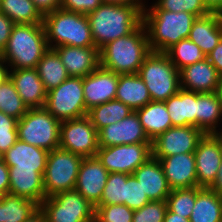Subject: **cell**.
I'll use <instances>...</instances> for the list:
<instances>
[{
  "label": "cell",
  "instance_id": "55",
  "mask_svg": "<svg viewBox=\"0 0 222 222\" xmlns=\"http://www.w3.org/2000/svg\"><path fill=\"white\" fill-rule=\"evenodd\" d=\"M24 222H47L44 212L39 208L35 213H33Z\"/></svg>",
  "mask_w": 222,
  "mask_h": 222
},
{
  "label": "cell",
  "instance_id": "49",
  "mask_svg": "<svg viewBox=\"0 0 222 222\" xmlns=\"http://www.w3.org/2000/svg\"><path fill=\"white\" fill-rule=\"evenodd\" d=\"M17 122L18 119L0 111V132L18 131Z\"/></svg>",
  "mask_w": 222,
  "mask_h": 222
},
{
  "label": "cell",
  "instance_id": "10",
  "mask_svg": "<svg viewBox=\"0 0 222 222\" xmlns=\"http://www.w3.org/2000/svg\"><path fill=\"white\" fill-rule=\"evenodd\" d=\"M45 108L59 121L87 116L83 78L69 76L58 87L48 91Z\"/></svg>",
  "mask_w": 222,
  "mask_h": 222
},
{
  "label": "cell",
  "instance_id": "16",
  "mask_svg": "<svg viewBox=\"0 0 222 222\" xmlns=\"http://www.w3.org/2000/svg\"><path fill=\"white\" fill-rule=\"evenodd\" d=\"M118 79L119 74L102 66L83 77L86 110L115 99Z\"/></svg>",
  "mask_w": 222,
  "mask_h": 222
},
{
  "label": "cell",
  "instance_id": "34",
  "mask_svg": "<svg viewBox=\"0 0 222 222\" xmlns=\"http://www.w3.org/2000/svg\"><path fill=\"white\" fill-rule=\"evenodd\" d=\"M0 12L14 24H38L43 23L44 18L32 0H1Z\"/></svg>",
  "mask_w": 222,
  "mask_h": 222
},
{
  "label": "cell",
  "instance_id": "33",
  "mask_svg": "<svg viewBox=\"0 0 222 222\" xmlns=\"http://www.w3.org/2000/svg\"><path fill=\"white\" fill-rule=\"evenodd\" d=\"M133 110L117 99L100 104L88 110L87 117L97 131L119 122L131 114Z\"/></svg>",
  "mask_w": 222,
  "mask_h": 222
},
{
  "label": "cell",
  "instance_id": "39",
  "mask_svg": "<svg viewBox=\"0 0 222 222\" xmlns=\"http://www.w3.org/2000/svg\"><path fill=\"white\" fill-rule=\"evenodd\" d=\"M127 181L126 173H109L107 183L104 187L102 197L98 205H125V183Z\"/></svg>",
  "mask_w": 222,
  "mask_h": 222
},
{
  "label": "cell",
  "instance_id": "8",
  "mask_svg": "<svg viewBox=\"0 0 222 222\" xmlns=\"http://www.w3.org/2000/svg\"><path fill=\"white\" fill-rule=\"evenodd\" d=\"M82 156L61 148L49 151L43 176L45 198L74 190Z\"/></svg>",
  "mask_w": 222,
  "mask_h": 222
},
{
  "label": "cell",
  "instance_id": "5",
  "mask_svg": "<svg viewBox=\"0 0 222 222\" xmlns=\"http://www.w3.org/2000/svg\"><path fill=\"white\" fill-rule=\"evenodd\" d=\"M43 25L49 48L95 47L87 15L59 8L44 14Z\"/></svg>",
  "mask_w": 222,
  "mask_h": 222
},
{
  "label": "cell",
  "instance_id": "31",
  "mask_svg": "<svg viewBox=\"0 0 222 222\" xmlns=\"http://www.w3.org/2000/svg\"><path fill=\"white\" fill-rule=\"evenodd\" d=\"M36 70L47 92L58 87L69 77L59 55L52 48L44 53Z\"/></svg>",
  "mask_w": 222,
  "mask_h": 222
},
{
  "label": "cell",
  "instance_id": "38",
  "mask_svg": "<svg viewBox=\"0 0 222 222\" xmlns=\"http://www.w3.org/2000/svg\"><path fill=\"white\" fill-rule=\"evenodd\" d=\"M154 1V2H153ZM145 9H161L169 12H187L202 17L210 13L202 0H153ZM150 6V7H149Z\"/></svg>",
  "mask_w": 222,
  "mask_h": 222
},
{
  "label": "cell",
  "instance_id": "13",
  "mask_svg": "<svg viewBox=\"0 0 222 222\" xmlns=\"http://www.w3.org/2000/svg\"><path fill=\"white\" fill-rule=\"evenodd\" d=\"M205 133L195 126H173L152 141L156 159L194 152Z\"/></svg>",
  "mask_w": 222,
  "mask_h": 222
},
{
  "label": "cell",
  "instance_id": "25",
  "mask_svg": "<svg viewBox=\"0 0 222 222\" xmlns=\"http://www.w3.org/2000/svg\"><path fill=\"white\" fill-rule=\"evenodd\" d=\"M9 194L25 197L39 205L45 199L43 175L36 170H9Z\"/></svg>",
  "mask_w": 222,
  "mask_h": 222
},
{
  "label": "cell",
  "instance_id": "22",
  "mask_svg": "<svg viewBox=\"0 0 222 222\" xmlns=\"http://www.w3.org/2000/svg\"><path fill=\"white\" fill-rule=\"evenodd\" d=\"M49 151L17 140L4 154L9 170H36L44 176Z\"/></svg>",
  "mask_w": 222,
  "mask_h": 222
},
{
  "label": "cell",
  "instance_id": "41",
  "mask_svg": "<svg viewBox=\"0 0 222 222\" xmlns=\"http://www.w3.org/2000/svg\"><path fill=\"white\" fill-rule=\"evenodd\" d=\"M168 210L167 201H150L134 210L132 222H163Z\"/></svg>",
  "mask_w": 222,
  "mask_h": 222
},
{
  "label": "cell",
  "instance_id": "29",
  "mask_svg": "<svg viewBox=\"0 0 222 222\" xmlns=\"http://www.w3.org/2000/svg\"><path fill=\"white\" fill-rule=\"evenodd\" d=\"M144 132L152 142L172 126L165 102L151 101L144 107L136 110Z\"/></svg>",
  "mask_w": 222,
  "mask_h": 222
},
{
  "label": "cell",
  "instance_id": "4",
  "mask_svg": "<svg viewBox=\"0 0 222 222\" xmlns=\"http://www.w3.org/2000/svg\"><path fill=\"white\" fill-rule=\"evenodd\" d=\"M48 49L43 23L15 24L0 56L10 69L36 68Z\"/></svg>",
  "mask_w": 222,
  "mask_h": 222
},
{
  "label": "cell",
  "instance_id": "1",
  "mask_svg": "<svg viewBox=\"0 0 222 222\" xmlns=\"http://www.w3.org/2000/svg\"><path fill=\"white\" fill-rule=\"evenodd\" d=\"M95 47L132 33L143 23V12L132 6L102 3L87 15Z\"/></svg>",
  "mask_w": 222,
  "mask_h": 222
},
{
  "label": "cell",
  "instance_id": "21",
  "mask_svg": "<svg viewBox=\"0 0 222 222\" xmlns=\"http://www.w3.org/2000/svg\"><path fill=\"white\" fill-rule=\"evenodd\" d=\"M132 175L138 180L143 192L150 201L167 200L172 191L165 177L161 162L153 156L139 166Z\"/></svg>",
  "mask_w": 222,
  "mask_h": 222
},
{
  "label": "cell",
  "instance_id": "23",
  "mask_svg": "<svg viewBox=\"0 0 222 222\" xmlns=\"http://www.w3.org/2000/svg\"><path fill=\"white\" fill-rule=\"evenodd\" d=\"M10 79L28 109L45 107L47 91L36 68L10 69Z\"/></svg>",
  "mask_w": 222,
  "mask_h": 222
},
{
  "label": "cell",
  "instance_id": "2",
  "mask_svg": "<svg viewBox=\"0 0 222 222\" xmlns=\"http://www.w3.org/2000/svg\"><path fill=\"white\" fill-rule=\"evenodd\" d=\"M151 53L143 23L127 36L109 42L99 50L100 66L116 74H138Z\"/></svg>",
  "mask_w": 222,
  "mask_h": 222
},
{
  "label": "cell",
  "instance_id": "27",
  "mask_svg": "<svg viewBox=\"0 0 222 222\" xmlns=\"http://www.w3.org/2000/svg\"><path fill=\"white\" fill-rule=\"evenodd\" d=\"M115 99L136 111L148 103L151 97L148 88L138 74H120Z\"/></svg>",
  "mask_w": 222,
  "mask_h": 222
},
{
  "label": "cell",
  "instance_id": "19",
  "mask_svg": "<svg viewBox=\"0 0 222 222\" xmlns=\"http://www.w3.org/2000/svg\"><path fill=\"white\" fill-rule=\"evenodd\" d=\"M159 161L172 190L197 186L194 152L163 157Z\"/></svg>",
  "mask_w": 222,
  "mask_h": 222
},
{
  "label": "cell",
  "instance_id": "11",
  "mask_svg": "<svg viewBox=\"0 0 222 222\" xmlns=\"http://www.w3.org/2000/svg\"><path fill=\"white\" fill-rule=\"evenodd\" d=\"M96 157L109 173L132 175L139 166L152 157V143L99 147Z\"/></svg>",
  "mask_w": 222,
  "mask_h": 222
},
{
  "label": "cell",
  "instance_id": "7",
  "mask_svg": "<svg viewBox=\"0 0 222 222\" xmlns=\"http://www.w3.org/2000/svg\"><path fill=\"white\" fill-rule=\"evenodd\" d=\"M60 125L45 107L30 108L17 122L18 139L52 151L59 148Z\"/></svg>",
  "mask_w": 222,
  "mask_h": 222
},
{
  "label": "cell",
  "instance_id": "57",
  "mask_svg": "<svg viewBox=\"0 0 222 222\" xmlns=\"http://www.w3.org/2000/svg\"><path fill=\"white\" fill-rule=\"evenodd\" d=\"M215 135L222 141V126H220L219 130L215 133Z\"/></svg>",
  "mask_w": 222,
  "mask_h": 222
},
{
  "label": "cell",
  "instance_id": "14",
  "mask_svg": "<svg viewBox=\"0 0 222 222\" xmlns=\"http://www.w3.org/2000/svg\"><path fill=\"white\" fill-rule=\"evenodd\" d=\"M194 154L197 187L209 188L214 183L222 162V141L215 134H205Z\"/></svg>",
  "mask_w": 222,
  "mask_h": 222
},
{
  "label": "cell",
  "instance_id": "54",
  "mask_svg": "<svg viewBox=\"0 0 222 222\" xmlns=\"http://www.w3.org/2000/svg\"><path fill=\"white\" fill-rule=\"evenodd\" d=\"M163 222H190V219L167 210Z\"/></svg>",
  "mask_w": 222,
  "mask_h": 222
},
{
  "label": "cell",
  "instance_id": "9",
  "mask_svg": "<svg viewBox=\"0 0 222 222\" xmlns=\"http://www.w3.org/2000/svg\"><path fill=\"white\" fill-rule=\"evenodd\" d=\"M40 209L47 222H94L95 219V206L75 189L45 198Z\"/></svg>",
  "mask_w": 222,
  "mask_h": 222
},
{
  "label": "cell",
  "instance_id": "35",
  "mask_svg": "<svg viewBox=\"0 0 222 222\" xmlns=\"http://www.w3.org/2000/svg\"><path fill=\"white\" fill-rule=\"evenodd\" d=\"M166 54L178 70L206 58V55L202 52L200 47L189 38L180 40L171 47Z\"/></svg>",
  "mask_w": 222,
  "mask_h": 222
},
{
  "label": "cell",
  "instance_id": "52",
  "mask_svg": "<svg viewBox=\"0 0 222 222\" xmlns=\"http://www.w3.org/2000/svg\"><path fill=\"white\" fill-rule=\"evenodd\" d=\"M10 78V66L0 56V85Z\"/></svg>",
  "mask_w": 222,
  "mask_h": 222
},
{
  "label": "cell",
  "instance_id": "42",
  "mask_svg": "<svg viewBox=\"0 0 222 222\" xmlns=\"http://www.w3.org/2000/svg\"><path fill=\"white\" fill-rule=\"evenodd\" d=\"M150 200L143 192L140 183L133 176L127 174V181L125 183V205L132 210L142 208Z\"/></svg>",
  "mask_w": 222,
  "mask_h": 222
},
{
  "label": "cell",
  "instance_id": "43",
  "mask_svg": "<svg viewBox=\"0 0 222 222\" xmlns=\"http://www.w3.org/2000/svg\"><path fill=\"white\" fill-rule=\"evenodd\" d=\"M102 4L101 0H61L60 8L88 15Z\"/></svg>",
  "mask_w": 222,
  "mask_h": 222
},
{
  "label": "cell",
  "instance_id": "6",
  "mask_svg": "<svg viewBox=\"0 0 222 222\" xmlns=\"http://www.w3.org/2000/svg\"><path fill=\"white\" fill-rule=\"evenodd\" d=\"M138 75L146 84L152 101L165 102L181 89L179 70L166 53L151 51Z\"/></svg>",
  "mask_w": 222,
  "mask_h": 222
},
{
  "label": "cell",
  "instance_id": "24",
  "mask_svg": "<svg viewBox=\"0 0 222 222\" xmlns=\"http://www.w3.org/2000/svg\"><path fill=\"white\" fill-rule=\"evenodd\" d=\"M188 38L207 56L222 39V13L210 12L197 17Z\"/></svg>",
  "mask_w": 222,
  "mask_h": 222
},
{
  "label": "cell",
  "instance_id": "50",
  "mask_svg": "<svg viewBox=\"0 0 222 222\" xmlns=\"http://www.w3.org/2000/svg\"><path fill=\"white\" fill-rule=\"evenodd\" d=\"M102 3H110L116 5H125L139 8L142 12L147 7V0H101ZM147 2V3H146Z\"/></svg>",
  "mask_w": 222,
  "mask_h": 222
},
{
  "label": "cell",
  "instance_id": "56",
  "mask_svg": "<svg viewBox=\"0 0 222 222\" xmlns=\"http://www.w3.org/2000/svg\"><path fill=\"white\" fill-rule=\"evenodd\" d=\"M219 98H220V102H221V109H222V83L221 86L219 87L218 91H217Z\"/></svg>",
  "mask_w": 222,
  "mask_h": 222
},
{
  "label": "cell",
  "instance_id": "20",
  "mask_svg": "<svg viewBox=\"0 0 222 222\" xmlns=\"http://www.w3.org/2000/svg\"><path fill=\"white\" fill-rule=\"evenodd\" d=\"M70 77H85L100 66L97 47L58 46L53 48Z\"/></svg>",
  "mask_w": 222,
  "mask_h": 222
},
{
  "label": "cell",
  "instance_id": "17",
  "mask_svg": "<svg viewBox=\"0 0 222 222\" xmlns=\"http://www.w3.org/2000/svg\"><path fill=\"white\" fill-rule=\"evenodd\" d=\"M108 175L109 172L96 156L83 158L75 190L96 207L102 197Z\"/></svg>",
  "mask_w": 222,
  "mask_h": 222
},
{
  "label": "cell",
  "instance_id": "51",
  "mask_svg": "<svg viewBox=\"0 0 222 222\" xmlns=\"http://www.w3.org/2000/svg\"><path fill=\"white\" fill-rule=\"evenodd\" d=\"M209 189L216 192L222 198V162L219 166L216 179Z\"/></svg>",
  "mask_w": 222,
  "mask_h": 222
},
{
  "label": "cell",
  "instance_id": "15",
  "mask_svg": "<svg viewBox=\"0 0 222 222\" xmlns=\"http://www.w3.org/2000/svg\"><path fill=\"white\" fill-rule=\"evenodd\" d=\"M99 147H109L122 144L152 143L133 111L123 120L112 123L98 131Z\"/></svg>",
  "mask_w": 222,
  "mask_h": 222
},
{
  "label": "cell",
  "instance_id": "36",
  "mask_svg": "<svg viewBox=\"0 0 222 222\" xmlns=\"http://www.w3.org/2000/svg\"><path fill=\"white\" fill-rule=\"evenodd\" d=\"M0 111L18 120L28 111L10 78L0 85Z\"/></svg>",
  "mask_w": 222,
  "mask_h": 222
},
{
  "label": "cell",
  "instance_id": "46",
  "mask_svg": "<svg viewBox=\"0 0 222 222\" xmlns=\"http://www.w3.org/2000/svg\"><path fill=\"white\" fill-rule=\"evenodd\" d=\"M222 76V39L218 45L206 56Z\"/></svg>",
  "mask_w": 222,
  "mask_h": 222
},
{
  "label": "cell",
  "instance_id": "28",
  "mask_svg": "<svg viewBox=\"0 0 222 222\" xmlns=\"http://www.w3.org/2000/svg\"><path fill=\"white\" fill-rule=\"evenodd\" d=\"M221 123L222 109L218 93H197L196 127L205 134H215Z\"/></svg>",
  "mask_w": 222,
  "mask_h": 222
},
{
  "label": "cell",
  "instance_id": "18",
  "mask_svg": "<svg viewBox=\"0 0 222 222\" xmlns=\"http://www.w3.org/2000/svg\"><path fill=\"white\" fill-rule=\"evenodd\" d=\"M179 73L180 87L187 91L217 92L222 83V76L207 58L183 67Z\"/></svg>",
  "mask_w": 222,
  "mask_h": 222
},
{
  "label": "cell",
  "instance_id": "3",
  "mask_svg": "<svg viewBox=\"0 0 222 222\" xmlns=\"http://www.w3.org/2000/svg\"><path fill=\"white\" fill-rule=\"evenodd\" d=\"M197 17L187 12L144 9L145 26L151 51L166 53L180 40L188 38Z\"/></svg>",
  "mask_w": 222,
  "mask_h": 222
},
{
  "label": "cell",
  "instance_id": "26",
  "mask_svg": "<svg viewBox=\"0 0 222 222\" xmlns=\"http://www.w3.org/2000/svg\"><path fill=\"white\" fill-rule=\"evenodd\" d=\"M172 126H195L197 114V93L180 89L165 101Z\"/></svg>",
  "mask_w": 222,
  "mask_h": 222
},
{
  "label": "cell",
  "instance_id": "32",
  "mask_svg": "<svg viewBox=\"0 0 222 222\" xmlns=\"http://www.w3.org/2000/svg\"><path fill=\"white\" fill-rule=\"evenodd\" d=\"M40 208L25 197L5 194L0 196V222H24Z\"/></svg>",
  "mask_w": 222,
  "mask_h": 222
},
{
  "label": "cell",
  "instance_id": "58",
  "mask_svg": "<svg viewBox=\"0 0 222 222\" xmlns=\"http://www.w3.org/2000/svg\"><path fill=\"white\" fill-rule=\"evenodd\" d=\"M2 161H3V154L0 153V162H2Z\"/></svg>",
  "mask_w": 222,
  "mask_h": 222
},
{
  "label": "cell",
  "instance_id": "47",
  "mask_svg": "<svg viewBox=\"0 0 222 222\" xmlns=\"http://www.w3.org/2000/svg\"><path fill=\"white\" fill-rule=\"evenodd\" d=\"M9 167L4 161L0 162V195L9 194Z\"/></svg>",
  "mask_w": 222,
  "mask_h": 222
},
{
  "label": "cell",
  "instance_id": "12",
  "mask_svg": "<svg viewBox=\"0 0 222 222\" xmlns=\"http://www.w3.org/2000/svg\"><path fill=\"white\" fill-rule=\"evenodd\" d=\"M59 148L83 158L95 157L99 149L98 131L87 116L61 121Z\"/></svg>",
  "mask_w": 222,
  "mask_h": 222
},
{
  "label": "cell",
  "instance_id": "53",
  "mask_svg": "<svg viewBox=\"0 0 222 222\" xmlns=\"http://www.w3.org/2000/svg\"><path fill=\"white\" fill-rule=\"evenodd\" d=\"M210 12L222 13V0H202Z\"/></svg>",
  "mask_w": 222,
  "mask_h": 222
},
{
  "label": "cell",
  "instance_id": "37",
  "mask_svg": "<svg viewBox=\"0 0 222 222\" xmlns=\"http://www.w3.org/2000/svg\"><path fill=\"white\" fill-rule=\"evenodd\" d=\"M197 196V186L173 189L167 197L168 209L180 216L190 219Z\"/></svg>",
  "mask_w": 222,
  "mask_h": 222
},
{
  "label": "cell",
  "instance_id": "30",
  "mask_svg": "<svg viewBox=\"0 0 222 222\" xmlns=\"http://www.w3.org/2000/svg\"><path fill=\"white\" fill-rule=\"evenodd\" d=\"M222 198L209 188L197 187L190 222H221Z\"/></svg>",
  "mask_w": 222,
  "mask_h": 222
},
{
  "label": "cell",
  "instance_id": "45",
  "mask_svg": "<svg viewBox=\"0 0 222 222\" xmlns=\"http://www.w3.org/2000/svg\"><path fill=\"white\" fill-rule=\"evenodd\" d=\"M18 140V131L0 132V153L4 154Z\"/></svg>",
  "mask_w": 222,
  "mask_h": 222
},
{
  "label": "cell",
  "instance_id": "48",
  "mask_svg": "<svg viewBox=\"0 0 222 222\" xmlns=\"http://www.w3.org/2000/svg\"><path fill=\"white\" fill-rule=\"evenodd\" d=\"M32 1L43 15L55 11L59 9L61 6V0H32Z\"/></svg>",
  "mask_w": 222,
  "mask_h": 222
},
{
  "label": "cell",
  "instance_id": "40",
  "mask_svg": "<svg viewBox=\"0 0 222 222\" xmlns=\"http://www.w3.org/2000/svg\"><path fill=\"white\" fill-rule=\"evenodd\" d=\"M134 210L124 204L97 205L95 222H132Z\"/></svg>",
  "mask_w": 222,
  "mask_h": 222
},
{
  "label": "cell",
  "instance_id": "44",
  "mask_svg": "<svg viewBox=\"0 0 222 222\" xmlns=\"http://www.w3.org/2000/svg\"><path fill=\"white\" fill-rule=\"evenodd\" d=\"M14 25V22L10 18L0 12V54L8 43Z\"/></svg>",
  "mask_w": 222,
  "mask_h": 222
}]
</instances>
